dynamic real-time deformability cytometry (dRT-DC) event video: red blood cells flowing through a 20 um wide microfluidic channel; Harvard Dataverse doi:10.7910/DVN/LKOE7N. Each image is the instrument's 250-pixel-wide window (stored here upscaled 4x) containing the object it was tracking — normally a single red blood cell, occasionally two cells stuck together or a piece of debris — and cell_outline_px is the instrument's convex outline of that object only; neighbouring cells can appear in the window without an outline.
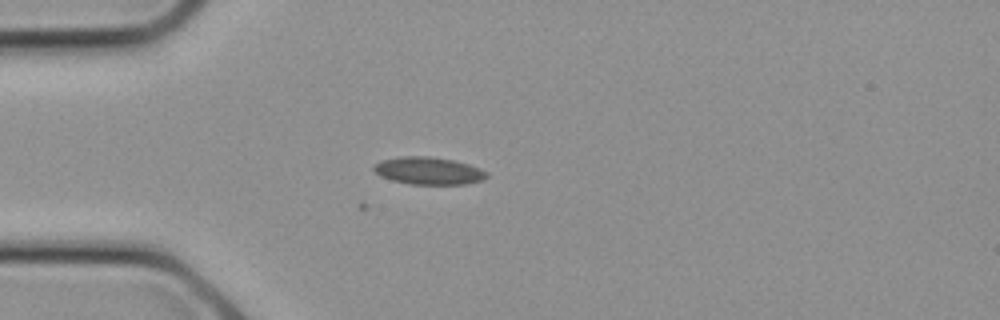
{"species": "common noctule bat (a hibernating species)", "species_latin": "Nyctalus noctula", "temperature_condition": "cold", "stored_images_in_passage": 17, "camera_frame_rate_fps": 3000, "um_per_image_px": 0.085, "animal": {"sex": "female", "body_mass_g": 21.9}, "frame": {"image": 1, "passage_image": 5, "time_ms": 1.333, "image_size_px": [1000, 320], "cell_outline_px": [[488, 176], [484, 180], [468, 184], [408, 184], [392, 180], [380, 176], [372, 168], [372, 164], [380, 160], [400, 156], [428, 156], [452, 160], [468, 164], [480, 168], [488, 172]], "centroid_in_image_um": [36.41, 14.51], "position_along_channel_um": 48.6, "area_um2": 18.26}}
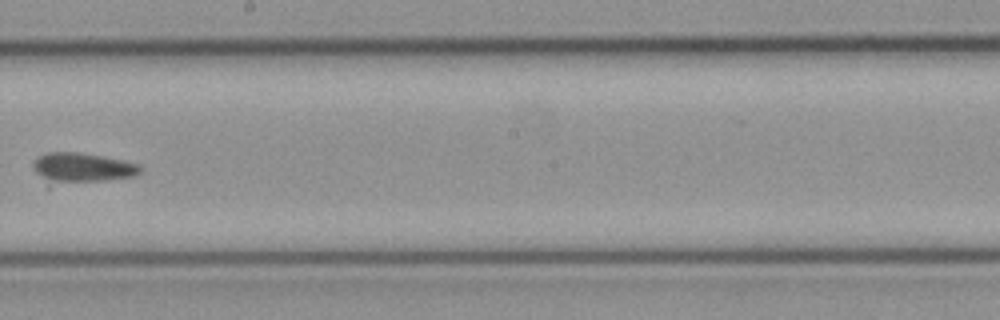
{"frame": {"image": 2, "passage_image": 13, "time_ms": 4.0, "image_size_px": [1000, 320], "cell_outline_px": [[144, 168], [140, 172], [132, 176], [48, 188], [32, 168], [32, 160], [36, 156], [44, 152], [80, 152], [104, 156], [124, 160], [140, 164]], "centroid_in_image_um": [6.83, 14.3], "position_along_channel_um": 241.4, "area_um2": 19.94}}
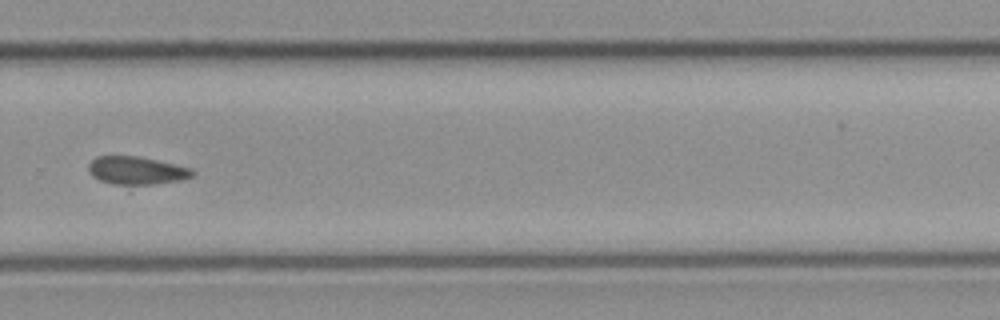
{"frame": {"image": 3, "passage_image": 16, "time_ms": 5.0, "image_size_px": [1000, 320], "cell_outline_px": [[196, 172], [192, 176], [180, 180], [128, 192], [100, 180], [92, 176], [88, 172], [88, 164], [96, 156], [140, 156], [192, 168]], "centroid_in_image_um": [11.59, 14.61], "position_along_channel_um": 318.2, "area_um2": 18.67}}